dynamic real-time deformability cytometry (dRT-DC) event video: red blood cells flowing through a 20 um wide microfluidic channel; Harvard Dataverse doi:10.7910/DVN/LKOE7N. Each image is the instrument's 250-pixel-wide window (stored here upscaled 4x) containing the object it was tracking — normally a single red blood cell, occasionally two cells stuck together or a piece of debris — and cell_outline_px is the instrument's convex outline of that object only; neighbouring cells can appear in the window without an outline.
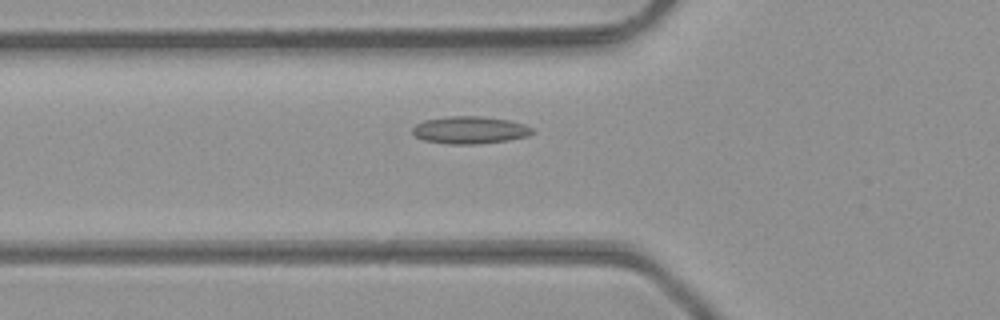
{"species": "common noctule bat (a hibernating species)", "species_latin": "Nyctalus noctula", "temperature_condition": "room temperature", "stored_images_in_passage": 43, "camera_frame_rate_fps": 3000, "um_per_image_px": 0.085, "animal": {"sex": "male", "body_mass_g": 23.1, "forearm_length_mm": 52.7}, "frame": {"image": 1, "passage_image": 13, "time_ms": 4.0, "image_size_px": [1000, 320], "cell_outline_px": [[536, 132], [528, 136], [508, 140], [476, 144], [448, 144], [424, 140], [416, 136], [412, 132], [412, 128], [416, 124], [424, 120], [448, 116], [484, 116], [508, 120], [524, 124], [532, 128]], "centroid_in_image_um": [39.95, 11.05], "position_along_channel_um": 85.8, "area_um2": 19.19}}
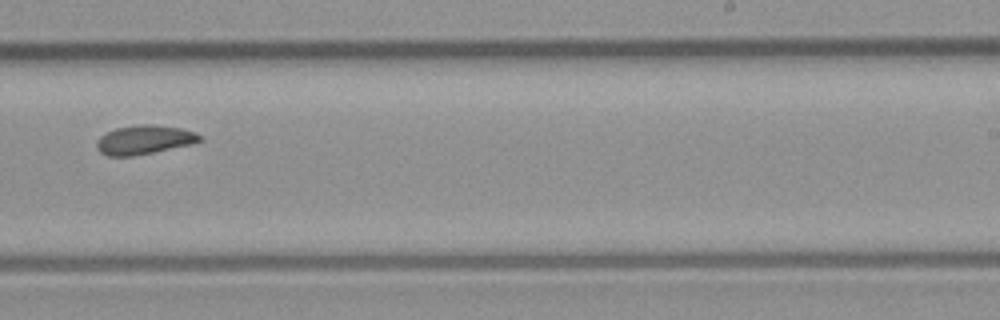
{"frame": {"image": 2, "passage_image": 26, "time_ms": 8.333, "image_size_px": [1000, 320], "cell_outline_px": [[200, 140], [192, 144], [132, 156], [108, 156], [100, 152], [96, 148], [96, 144], [100, 136], [116, 128], [140, 124], [152, 124], [180, 128], [196, 132], [200, 136]], "centroid_in_image_um": [12.24, 11.88], "position_along_channel_um": 276.8, "area_um2": 17.22}}
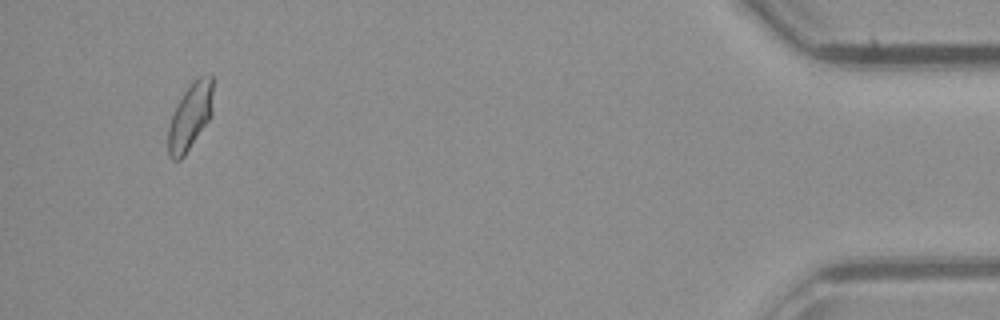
{"frame": {"image": 3, "passage_image": 41, "time_ms": 13.333, "image_size_px": [1000, 320], "cell_outline_px": [[212, 112], [208, 120], [184, 156], [180, 160], [172, 160], [168, 156], [168, 128], [176, 104], [192, 80], [200, 76], [212, 72]], "centroid_in_image_um": [16.15, 9.87], "position_along_channel_um": 419.0, "area_um2": 17.4}}